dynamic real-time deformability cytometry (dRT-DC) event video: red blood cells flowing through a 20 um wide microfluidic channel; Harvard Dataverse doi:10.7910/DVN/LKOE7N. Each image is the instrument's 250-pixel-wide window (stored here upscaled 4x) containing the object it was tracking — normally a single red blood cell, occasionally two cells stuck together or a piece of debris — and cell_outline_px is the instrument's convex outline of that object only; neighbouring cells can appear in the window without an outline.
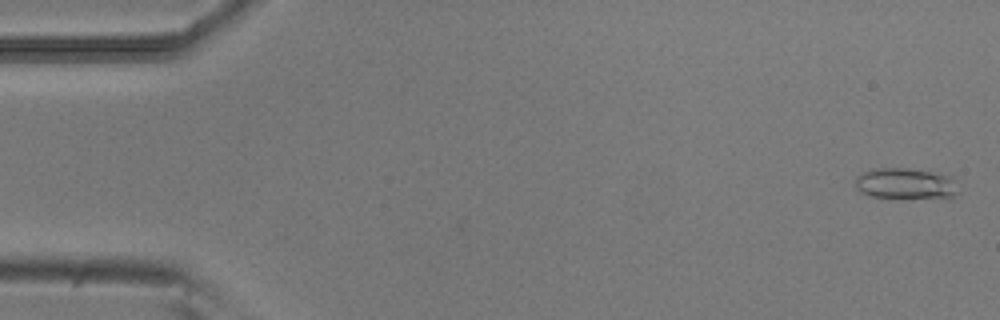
{"species": "common noctule bat (a hibernating species)", "species_latin": "Nyctalus noctula", "temperature_condition": "room temperature", "stored_images_in_passage": 53, "camera_frame_rate_fps": 3000, "um_per_image_px": 0.085, "animal": {"sex": "male", "body_mass_g": 20.5, "forearm_length_mm": 52.5}, "frame": {"image": 1, "passage_image": 2, "time_ms": 0.333, "image_size_px": [1000, 320], "cell_outline_px": [[960, 192], [952, 200], [868, 196], [860, 192], [856, 188], [856, 176], [864, 172], [876, 168], [908, 168], [952, 176]], "centroid_in_image_um": [77.07, 15.65], "position_along_channel_um": 7.9, "area_um2": 19.25}}
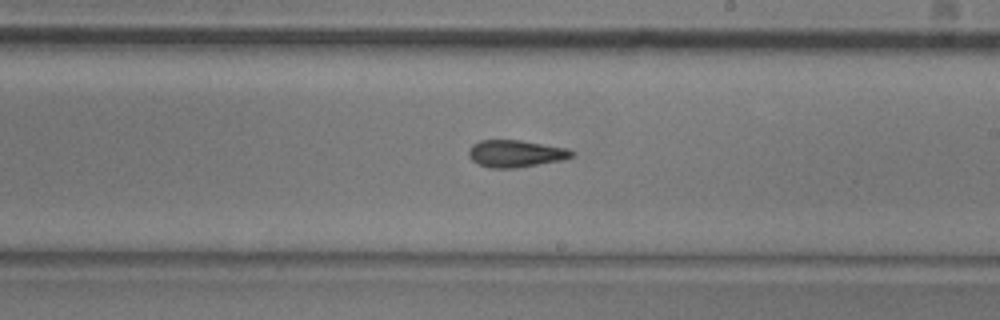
{"frame": {"image": 2, "passage_image": 31, "time_ms": 10.0, "image_size_px": [1000, 320], "cell_outline_px": [[576, 156], [564, 160], [516, 168], [492, 168], [476, 164], [468, 156], [468, 148], [472, 144], [480, 140], [520, 140], [568, 148], [576, 152]], "centroid_in_image_um": [43.85, 13.06], "position_along_channel_um": 245.1, "area_um2": 16.65}}
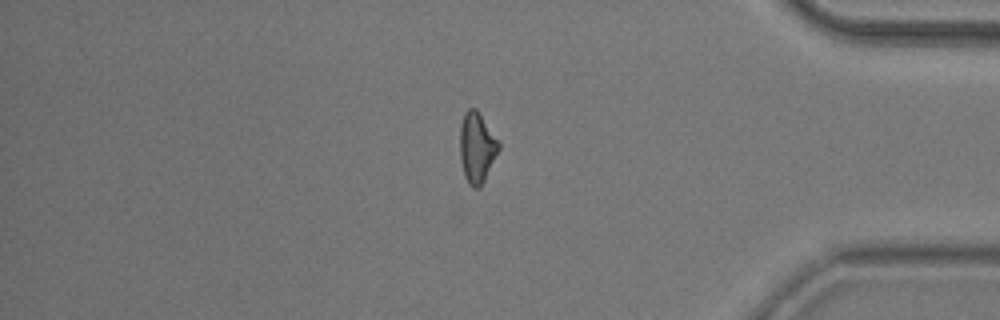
{"frame": {"image": 3, "passage_image": 45, "time_ms": 14.667, "image_size_px": [1000, 320], "cell_outline_px": [[500, 148], [480, 188], [472, 188], [468, 184], [464, 176], [460, 160], [460, 124], [464, 112], [468, 108], [476, 108], [500, 144]], "centroid_in_image_um": [40.5, 12.55], "position_along_channel_um": 394.7, "area_um2": 15.9}, "authors_computed_cell_mechanics": {"area_um2": 16.2996, "velocity_mm_per_s": 3.8183, "shape_relaxation_time_tau1_ms": 7.4561, "shape_relaxation_time_tau2_ms": 4.0752, "deformation_change_tau1": 0.1899, "deformation_change_tau2": 0.1284}}